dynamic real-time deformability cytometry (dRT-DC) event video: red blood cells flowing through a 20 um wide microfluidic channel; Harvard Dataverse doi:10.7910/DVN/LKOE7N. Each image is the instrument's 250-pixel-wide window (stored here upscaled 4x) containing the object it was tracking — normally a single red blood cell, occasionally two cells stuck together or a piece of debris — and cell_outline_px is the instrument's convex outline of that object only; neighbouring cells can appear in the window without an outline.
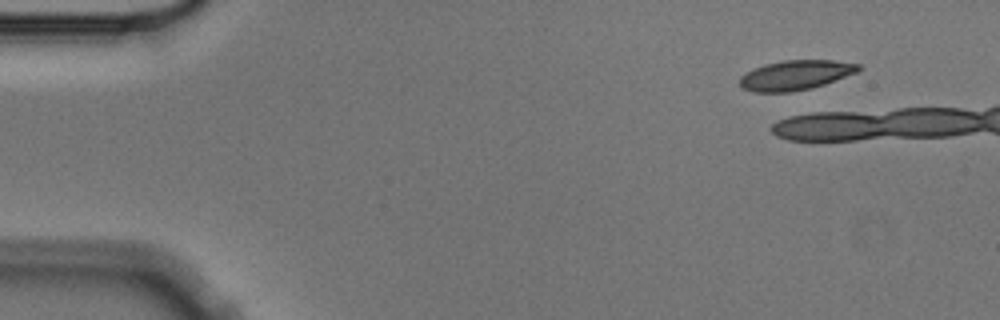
{"species": "Egyptian fruit bat (a non-hibernating species)", "species_latin": "Rousettus aegyptiacus", "temperature_condition": "cold", "stored_images_in_passage": 1, "camera_frame_rate_fps": 3000, "um_per_image_px": 0.085, "animal": {"sex": "male"}, "frame": {"image": 1, "passage_image": 1, "time_ms": 0.0, "image_size_px": [1000, 320], "cell_outline_px": [[864, 68], [856, 72], [824, 84], [812, 88], [792, 92], [752, 92], [740, 88], [740, 76], [764, 64], [784, 60], [832, 60], [860, 64]], "centroid_in_image_um": [67.62, 6.39], "position_along_channel_um": 17.4, "area_um2": 20.58}}